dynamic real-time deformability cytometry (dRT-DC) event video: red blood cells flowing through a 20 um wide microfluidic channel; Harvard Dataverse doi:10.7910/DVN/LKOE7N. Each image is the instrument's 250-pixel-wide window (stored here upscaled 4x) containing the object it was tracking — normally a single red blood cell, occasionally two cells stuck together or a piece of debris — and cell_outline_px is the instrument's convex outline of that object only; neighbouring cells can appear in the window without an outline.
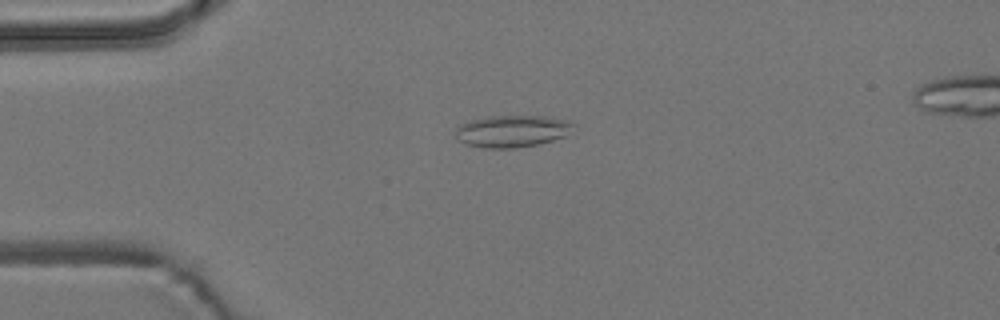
{"species": "common noctule bat (a hibernating species)", "species_latin": "Nyctalus noctula", "temperature_condition": "room temperature", "stored_images_in_passage": 3, "camera_frame_rate_fps": 3000, "um_per_image_px": 0.085, "animal": {"sex": "male", "body_mass_g": 19.2, "forearm_length_mm": 51.8}, "frame": {"image": 1, "passage_image": 1, "time_ms": 0.0, "image_size_px": [1000, 320], "cell_outline_px": [[576, 124], [564, 136], [552, 140], [536, 144], [512, 148], [484, 148], [468, 144], [460, 140], [456, 136], [456, 128], [460, 124], [472, 120], [488, 116], [544, 116], [568, 120]], "centroid_in_image_um": [43.53, 11.13], "position_along_channel_um": 41.5, "area_um2": 21.68}}